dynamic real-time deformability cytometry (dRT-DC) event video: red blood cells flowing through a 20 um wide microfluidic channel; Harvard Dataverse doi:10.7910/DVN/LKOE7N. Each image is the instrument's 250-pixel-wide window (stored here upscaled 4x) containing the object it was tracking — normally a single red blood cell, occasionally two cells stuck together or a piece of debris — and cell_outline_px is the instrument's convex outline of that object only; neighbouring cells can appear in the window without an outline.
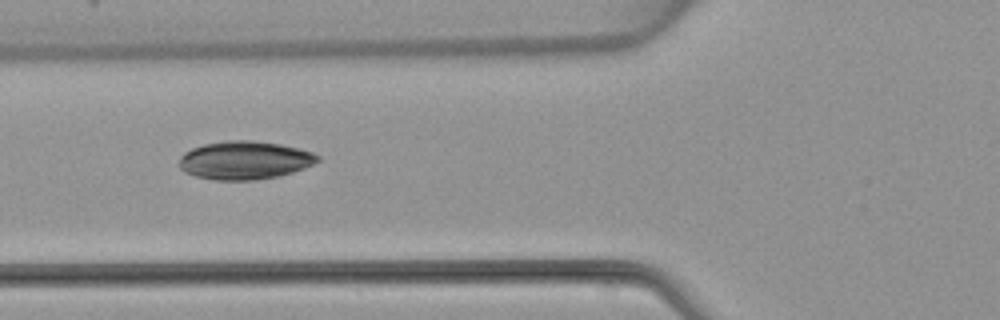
{"species": "common noctule bat (a hibernating species)", "species_latin": "Nyctalus noctula", "temperature_condition": "warm", "stored_images_in_passage": 5, "camera_frame_rate_fps": 3000, "um_per_image_px": 0.085, "animal": {"sex": "female", "body_mass_g": 22.7, "forearm_length_mm": 54.2}, "frame": {"image": 1, "passage_image": 5, "time_ms": 5.0, "image_size_px": [1000, 320], "cell_outline_px": [[320, 160], [304, 168], [280, 176], [256, 180], [212, 180], [196, 176], [184, 172], [180, 168], [180, 156], [184, 152], [192, 148], [204, 144], [224, 140], [252, 140], [280, 144], [300, 148], [312, 152], [320, 156]], "centroid_in_image_um": [20.8, 13.62], "position_along_channel_um": 105.0, "area_um2": 31.1}}